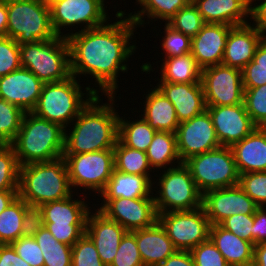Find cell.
I'll use <instances>...</instances> for the list:
<instances>
[{
  "label": "cell",
  "mask_w": 266,
  "mask_h": 266,
  "mask_svg": "<svg viewBox=\"0 0 266 266\" xmlns=\"http://www.w3.org/2000/svg\"><path fill=\"white\" fill-rule=\"evenodd\" d=\"M146 155L153 169L164 168L167 164L175 163V160L178 165L181 164L177 152L176 133L157 131Z\"/></svg>",
  "instance_id": "31"
},
{
  "label": "cell",
  "mask_w": 266,
  "mask_h": 266,
  "mask_svg": "<svg viewBox=\"0 0 266 266\" xmlns=\"http://www.w3.org/2000/svg\"><path fill=\"white\" fill-rule=\"evenodd\" d=\"M103 202L98 210L127 231L148 228L158 221L154 198L121 197L103 199Z\"/></svg>",
  "instance_id": "16"
},
{
  "label": "cell",
  "mask_w": 266,
  "mask_h": 266,
  "mask_svg": "<svg viewBox=\"0 0 266 266\" xmlns=\"http://www.w3.org/2000/svg\"><path fill=\"white\" fill-rule=\"evenodd\" d=\"M110 266H144L135 239V230L124 235Z\"/></svg>",
  "instance_id": "43"
},
{
  "label": "cell",
  "mask_w": 266,
  "mask_h": 266,
  "mask_svg": "<svg viewBox=\"0 0 266 266\" xmlns=\"http://www.w3.org/2000/svg\"><path fill=\"white\" fill-rule=\"evenodd\" d=\"M107 97L110 103L97 105L101 99L96 95L74 119L73 130L69 135L65 130L63 155L102 151L115 147L119 134V115L113 107L114 95Z\"/></svg>",
  "instance_id": "2"
},
{
  "label": "cell",
  "mask_w": 266,
  "mask_h": 266,
  "mask_svg": "<svg viewBox=\"0 0 266 266\" xmlns=\"http://www.w3.org/2000/svg\"><path fill=\"white\" fill-rule=\"evenodd\" d=\"M221 146L231 147L247 137L256 126L244 103L231 106H207Z\"/></svg>",
  "instance_id": "18"
},
{
  "label": "cell",
  "mask_w": 266,
  "mask_h": 266,
  "mask_svg": "<svg viewBox=\"0 0 266 266\" xmlns=\"http://www.w3.org/2000/svg\"><path fill=\"white\" fill-rule=\"evenodd\" d=\"M25 112L0 98V144H11L16 138Z\"/></svg>",
  "instance_id": "38"
},
{
  "label": "cell",
  "mask_w": 266,
  "mask_h": 266,
  "mask_svg": "<svg viewBox=\"0 0 266 266\" xmlns=\"http://www.w3.org/2000/svg\"><path fill=\"white\" fill-rule=\"evenodd\" d=\"M177 152L184 163L190 157L221 147L207 110L180 122L176 131Z\"/></svg>",
  "instance_id": "15"
},
{
  "label": "cell",
  "mask_w": 266,
  "mask_h": 266,
  "mask_svg": "<svg viewBox=\"0 0 266 266\" xmlns=\"http://www.w3.org/2000/svg\"><path fill=\"white\" fill-rule=\"evenodd\" d=\"M250 7V19H253L256 23L255 27L260 33L266 37V0H263L261 4ZM265 34V35H264Z\"/></svg>",
  "instance_id": "53"
},
{
  "label": "cell",
  "mask_w": 266,
  "mask_h": 266,
  "mask_svg": "<svg viewBox=\"0 0 266 266\" xmlns=\"http://www.w3.org/2000/svg\"><path fill=\"white\" fill-rule=\"evenodd\" d=\"M19 169L14 148L0 144V191H18Z\"/></svg>",
  "instance_id": "37"
},
{
  "label": "cell",
  "mask_w": 266,
  "mask_h": 266,
  "mask_svg": "<svg viewBox=\"0 0 266 266\" xmlns=\"http://www.w3.org/2000/svg\"><path fill=\"white\" fill-rule=\"evenodd\" d=\"M239 185L259 207L266 204V171L240 174Z\"/></svg>",
  "instance_id": "41"
},
{
  "label": "cell",
  "mask_w": 266,
  "mask_h": 266,
  "mask_svg": "<svg viewBox=\"0 0 266 266\" xmlns=\"http://www.w3.org/2000/svg\"><path fill=\"white\" fill-rule=\"evenodd\" d=\"M158 222L177 250L191 251L209 239L211 224L203 206L190 211L160 213Z\"/></svg>",
  "instance_id": "12"
},
{
  "label": "cell",
  "mask_w": 266,
  "mask_h": 266,
  "mask_svg": "<svg viewBox=\"0 0 266 266\" xmlns=\"http://www.w3.org/2000/svg\"><path fill=\"white\" fill-rule=\"evenodd\" d=\"M151 176L127 174L113 170L105 189L100 193L103 199L116 198H154Z\"/></svg>",
  "instance_id": "28"
},
{
  "label": "cell",
  "mask_w": 266,
  "mask_h": 266,
  "mask_svg": "<svg viewBox=\"0 0 266 266\" xmlns=\"http://www.w3.org/2000/svg\"><path fill=\"white\" fill-rule=\"evenodd\" d=\"M124 15L119 11L120 20L113 24L63 35L69 44L71 75H92L105 95L116 94L118 71H128L123 62L137 48L129 46L136 24Z\"/></svg>",
  "instance_id": "1"
},
{
  "label": "cell",
  "mask_w": 266,
  "mask_h": 266,
  "mask_svg": "<svg viewBox=\"0 0 266 266\" xmlns=\"http://www.w3.org/2000/svg\"><path fill=\"white\" fill-rule=\"evenodd\" d=\"M18 197V191H0V214Z\"/></svg>",
  "instance_id": "57"
},
{
  "label": "cell",
  "mask_w": 266,
  "mask_h": 266,
  "mask_svg": "<svg viewBox=\"0 0 266 266\" xmlns=\"http://www.w3.org/2000/svg\"><path fill=\"white\" fill-rule=\"evenodd\" d=\"M253 266H266V243L254 246Z\"/></svg>",
  "instance_id": "56"
},
{
  "label": "cell",
  "mask_w": 266,
  "mask_h": 266,
  "mask_svg": "<svg viewBox=\"0 0 266 266\" xmlns=\"http://www.w3.org/2000/svg\"><path fill=\"white\" fill-rule=\"evenodd\" d=\"M27 206L18 196L0 214V245H10L22 237V222Z\"/></svg>",
  "instance_id": "35"
},
{
  "label": "cell",
  "mask_w": 266,
  "mask_h": 266,
  "mask_svg": "<svg viewBox=\"0 0 266 266\" xmlns=\"http://www.w3.org/2000/svg\"><path fill=\"white\" fill-rule=\"evenodd\" d=\"M258 207L254 213L253 244L266 243V208Z\"/></svg>",
  "instance_id": "51"
},
{
  "label": "cell",
  "mask_w": 266,
  "mask_h": 266,
  "mask_svg": "<svg viewBox=\"0 0 266 266\" xmlns=\"http://www.w3.org/2000/svg\"><path fill=\"white\" fill-rule=\"evenodd\" d=\"M150 91L142 118L156 131L176 133L180 122L173 104L157 87Z\"/></svg>",
  "instance_id": "29"
},
{
  "label": "cell",
  "mask_w": 266,
  "mask_h": 266,
  "mask_svg": "<svg viewBox=\"0 0 266 266\" xmlns=\"http://www.w3.org/2000/svg\"><path fill=\"white\" fill-rule=\"evenodd\" d=\"M34 239L43 253L44 266H72V246L57 241L45 227Z\"/></svg>",
  "instance_id": "32"
},
{
  "label": "cell",
  "mask_w": 266,
  "mask_h": 266,
  "mask_svg": "<svg viewBox=\"0 0 266 266\" xmlns=\"http://www.w3.org/2000/svg\"><path fill=\"white\" fill-rule=\"evenodd\" d=\"M205 23H219L237 26L248 23L249 0H192Z\"/></svg>",
  "instance_id": "26"
},
{
  "label": "cell",
  "mask_w": 266,
  "mask_h": 266,
  "mask_svg": "<svg viewBox=\"0 0 266 266\" xmlns=\"http://www.w3.org/2000/svg\"><path fill=\"white\" fill-rule=\"evenodd\" d=\"M192 0H136L142 7L137 13L128 14V17L136 24L143 25L142 18L147 15L149 18L162 19L168 22L175 13L181 8L188 5ZM144 15V16H143Z\"/></svg>",
  "instance_id": "36"
},
{
  "label": "cell",
  "mask_w": 266,
  "mask_h": 266,
  "mask_svg": "<svg viewBox=\"0 0 266 266\" xmlns=\"http://www.w3.org/2000/svg\"><path fill=\"white\" fill-rule=\"evenodd\" d=\"M20 258L30 266H44L43 253L34 237H20L10 244Z\"/></svg>",
  "instance_id": "47"
},
{
  "label": "cell",
  "mask_w": 266,
  "mask_h": 266,
  "mask_svg": "<svg viewBox=\"0 0 266 266\" xmlns=\"http://www.w3.org/2000/svg\"><path fill=\"white\" fill-rule=\"evenodd\" d=\"M88 94L81 91L76 77L58 81L44 83L38 102L32 113L39 118L59 124L66 129L67 124L74 121L80 112L98 95L97 89L85 88Z\"/></svg>",
  "instance_id": "5"
},
{
  "label": "cell",
  "mask_w": 266,
  "mask_h": 266,
  "mask_svg": "<svg viewBox=\"0 0 266 266\" xmlns=\"http://www.w3.org/2000/svg\"><path fill=\"white\" fill-rule=\"evenodd\" d=\"M44 218L40 206L28 205L22 222V236L34 237L44 227Z\"/></svg>",
  "instance_id": "49"
},
{
  "label": "cell",
  "mask_w": 266,
  "mask_h": 266,
  "mask_svg": "<svg viewBox=\"0 0 266 266\" xmlns=\"http://www.w3.org/2000/svg\"><path fill=\"white\" fill-rule=\"evenodd\" d=\"M159 266H195V263L190 251L177 250Z\"/></svg>",
  "instance_id": "54"
},
{
  "label": "cell",
  "mask_w": 266,
  "mask_h": 266,
  "mask_svg": "<svg viewBox=\"0 0 266 266\" xmlns=\"http://www.w3.org/2000/svg\"><path fill=\"white\" fill-rule=\"evenodd\" d=\"M190 252L195 266H230L210 239L200 243Z\"/></svg>",
  "instance_id": "46"
},
{
  "label": "cell",
  "mask_w": 266,
  "mask_h": 266,
  "mask_svg": "<svg viewBox=\"0 0 266 266\" xmlns=\"http://www.w3.org/2000/svg\"><path fill=\"white\" fill-rule=\"evenodd\" d=\"M113 149L115 170L127 174L150 176L148 172L152 167L146 152L125 146L119 139Z\"/></svg>",
  "instance_id": "34"
},
{
  "label": "cell",
  "mask_w": 266,
  "mask_h": 266,
  "mask_svg": "<svg viewBox=\"0 0 266 266\" xmlns=\"http://www.w3.org/2000/svg\"><path fill=\"white\" fill-rule=\"evenodd\" d=\"M44 83L30 70L20 68L0 77V98L32 112L41 94Z\"/></svg>",
  "instance_id": "19"
},
{
  "label": "cell",
  "mask_w": 266,
  "mask_h": 266,
  "mask_svg": "<svg viewBox=\"0 0 266 266\" xmlns=\"http://www.w3.org/2000/svg\"><path fill=\"white\" fill-rule=\"evenodd\" d=\"M0 266H30L18 256L11 245H0Z\"/></svg>",
  "instance_id": "52"
},
{
  "label": "cell",
  "mask_w": 266,
  "mask_h": 266,
  "mask_svg": "<svg viewBox=\"0 0 266 266\" xmlns=\"http://www.w3.org/2000/svg\"><path fill=\"white\" fill-rule=\"evenodd\" d=\"M65 129L25 112L20 130L10 144L20 166L30 163L49 162L63 157Z\"/></svg>",
  "instance_id": "3"
},
{
  "label": "cell",
  "mask_w": 266,
  "mask_h": 266,
  "mask_svg": "<svg viewBox=\"0 0 266 266\" xmlns=\"http://www.w3.org/2000/svg\"><path fill=\"white\" fill-rule=\"evenodd\" d=\"M209 239L230 266L253 265L254 244L236 236L220 224L211 225Z\"/></svg>",
  "instance_id": "27"
},
{
  "label": "cell",
  "mask_w": 266,
  "mask_h": 266,
  "mask_svg": "<svg viewBox=\"0 0 266 266\" xmlns=\"http://www.w3.org/2000/svg\"><path fill=\"white\" fill-rule=\"evenodd\" d=\"M7 0L0 2V37L7 36Z\"/></svg>",
  "instance_id": "58"
},
{
  "label": "cell",
  "mask_w": 266,
  "mask_h": 266,
  "mask_svg": "<svg viewBox=\"0 0 266 266\" xmlns=\"http://www.w3.org/2000/svg\"><path fill=\"white\" fill-rule=\"evenodd\" d=\"M202 206L211 225L220 224L235 214L254 215L259 207L239 184L206 192Z\"/></svg>",
  "instance_id": "17"
},
{
  "label": "cell",
  "mask_w": 266,
  "mask_h": 266,
  "mask_svg": "<svg viewBox=\"0 0 266 266\" xmlns=\"http://www.w3.org/2000/svg\"><path fill=\"white\" fill-rule=\"evenodd\" d=\"M60 1V0H48L46 4L50 7L53 3Z\"/></svg>",
  "instance_id": "59"
},
{
  "label": "cell",
  "mask_w": 266,
  "mask_h": 266,
  "mask_svg": "<svg viewBox=\"0 0 266 266\" xmlns=\"http://www.w3.org/2000/svg\"><path fill=\"white\" fill-rule=\"evenodd\" d=\"M135 239L144 266H159L177 251L158 221L151 227L135 230Z\"/></svg>",
  "instance_id": "25"
},
{
  "label": "cell",
  "mask_w": 266,
  "mask_h": 266,
  "mask_svg": "<svg viewBox=\"0 0 266 266\" xmlns=\"http://www.w3.org/2000/svg\"><path fill=\"white\" fill-rule=\"evenodd\" d=\"M239 175L266 171V128L256 127L231 147Z\"/></svg>",
  "instance_id": "24"
},
{
  "label": "cell",
  "mask_w": 266,
  "mask_h": 266,
  "mask_svg": "<svg viewBox=\"0 0 266 266\" xmlns=\"http://www.w3.org/2000/svg\"><path fill=\"white\" fill-rule=\"evenodd\" d=\"M20 68L19 44L10 37H0V77Z\"/></svg>",
  "instance_id": "45"
},
{
  "label": "cell",
  "mask_w": 266,
  "mask_h": 266,
  "mask_svg": "<svg viewBox=\"0 0 266 266\" xmlns=\"http://www.w3.org/2000/svg\"><path fill=\"white\" fill-rule=\"evenodd\" d=\"M158 183L159 197L154 196L158 214L190 211L202 206L203 195L197 189L190 170L184 163L165 170Z\"/></svg>",
  "instance_id": "9"
},
{
  "label": "cell",
  "mask_w": 266,
  "mask_h": 266,
  "mask_svg": "<svg viewBox=\"0 0 266 266\" xmlns=\"http://www.w3.org/2000/svg\"><path fill=\"white\" fill-rule=\"evenodd\" d=\"M167 24L174 30L192 38L202 29L205 22L197 7L191 1L188 5L178 10Z\"/></svg>",
  "instance_id": "39"
},
{
  "label": "cell",
  "mask_w": 266,
  "mask_h": 266,
  "mask_svg": "<svg viewBox=\"0 0 266 266\" xmlns=\"http://www.w3.org/2000/svg\"><path fill=\"white\" fill-rule=\"evenodd\" d=\"M184 164L202 195L210 190L239 184L240 175L230 147L221 146L192 156Z\"/></svg>",
  "instance_id": "8"
},
{
  "label": "cell",
  "mask_w": 266,
  "mask_h": 266,
  "mask_svg": "<svg viewBox=\"0 0 266 266\" xmlns=\"http://www.w3.org/2000/svg\"><path fill=\"white\" fill-rule=\"evenodd\" d=\"M264 36L249 23L233 26L227 36L222 64L243 69L253 60L255 50Z\"/></svg>",
  "instance_id": "23"
},
{
  "label": "cell",
  "mask_w": 266,
  "mask_h": 266,
  "mask_svg": "<svg viewBox=\"0 0 266 266\" xmlns=\"http://www.w3.org/2000/svg\"><path fill=\"white\" fill-rule=\"evenodd\" d=\"M254 215H232L227 217L220 225L242 239L253 243Z\"/></svg>",
  "instance_id": "48"
},
{
  "label": "cell",
  "mask_w": 266,
  "mask_h": 266,
  "mask_svg": "<svg viewBox=\"0 0 266 266\" xmlns=\"http://www.w3.org/2000/svg\"><path fill=\"white\" fill-rule=\"evenodd\" d=\"M165 37L162 41V47L165 51V58L181 56L191 53L192 38L184 35L182 32L174 30L171 26L165 23Z\"/></svg>",
  "instance_id": "44"
},
{
  "label": "cell",
  "mask_w": 266,
  "mask_h": 266,
  "mask_svg": "<svg viewBox=\"0 0 266 266\" xmlns=\"http://www.w3.org/2000/svg\"><path fill=\"white\" fill-rule=\"evenodd\" d=\"M68 170L63 157L20 166L18 196L28 205L65 199L72 195Z\"/></svg>",
  "instance_id": "4"
},
{
  "label": "cell",
  "mask_w": 266,
  "mask_h": 266,
  "mask_svg": "<svg viewBox=\"0 0 266 266\" xmlns=\"http://www.w3.org/2000/svg\"><path fill=\"white\" fill-rule=\"evenodd\" d=\"M72 266H106L86 233L72 246Z\"/></svg>",
  "instance_id": "42"
},
{
  "label": "cell",
  "mask_w": 266,
  "mask_h": 266,
  "mask_svg": "<svg viewBox=\"0 0 266 266\" xmlns=\"http://www.w3.org/2000/svg\"><path fill=\"white\" fill-rule=\"evenodd\" d=\"M96 210L94 214L91 212L88 214L85 233L95 244L101 261L106 266H110L122 238L128 231L116 221L108 219L98 209Z\"/></svg>",
  "instance_id": "20"
},
{
  "label": "cell",
  "mask_w": 266,
  "mask_h": 266,
  "mask_svg": "<svg viewBox=\"0 0 266 266\" xmlns=\"http://www.w3.org/2000/svg\"><path fill=\"white\" fill-rule=\"evenodd\" d=\"M72 196L40 206L44 227L57 241L70 246L85 234L90 210L84 200H72Z\"/></svg>",
  "instance_id": "10"
},
{
  "label": "cell",
  "mask_w": 266,
  "mask_h": 266,
  "mask_svg": "<svg viewBox=\"0 0 266 266\" xmlns=\"http://www.w3.org/2000/svg\"><path fill=\"white\" fill-rule=\"evenodd\" d=\"M156 132L143 118L130 122L119 117L118 139L125 146L146 152Z\"/></svg>",
  "instance_id": "33"
},
{
  "label": "cell",
  "mask_w": 266,
  "mask_h": 266,
  "mask_svg": "<svg viewBox=\"0 0 266 266\" xmlns=\"http://www.w3.org/2000/svg\"><path fill=\"white\" fill-rule=\"evenodd\" d=\"M156 87L173 104L179 122L207 110L202 83L159 82Z\"/></svg>",
  "instance_id": "22"
},
{
  "label": "cell",
  "mask_w": 266,
  "mask_h": 266,
  "mask_svg": "<svg viewBox=\"0 0 266 266\" xmlns=\"http://www.w3.org/2000/svg\"><path fill=\"white\" fill-rule=\"evenodd\" d=\"M20 47L21 67L30 70L43 83L63 81L71 76L70 50L66 38L25 43Z\"/></svg>",
  "instance_id": "6"
},
{
  "label": "cell",
  "mask_w": 266,
  "mask_h": 266,
  "mask_svg": "<svg viewBox=\"0 0 266 266\" xmlns=\"http://www.w3.org/2000/svg\"><path fill=\"white\" fill-rule=\"evenodd\" d=\"M244 88H255L266 84V68L256 67L254 60L250 61L242 69Z\"/></svg>",
  "instance_id": "50"
},
{
  "label": "cell",
  "mask_w": 266,
  "mask_h": 266,
  "mask_svg": "<svg viewBox=\"0 0 266 266\" xmlns=\"http://www.w3.org/2000/svg\"><path fill=\"white\" fill-rule=\"evenodd\" d=\"M233 26L205 23L196 36L192 37L191 55L201 69L222 64L227 36Z\"/></svg>",
  "instance_id": "21"
},
{
  "label": "cell",
  "mask_w": 266,
  "mask_h": 266,
  "mask_svg": "<svg viewBox=\"0 0 266 266\" xmlns=\"http://www.w3.org/2000/svg\"><path fill=\"white\" fill-rule=\"evenodd\" d=\"M253 60L256 62V67L266 68V37H263L259 42Z\"/></svg>",
  "instance_id": "55"
},
{
  "label": "cell",
  "mask_w": 266,
  "mask_h": 266,
  "mask_svg": "<svg viewBox=\"0 0 266 266\" xmlns=\"http://www.w3.org/2000/svg\"><path fill=\"white\" fill-rule=\"evenodd\" d=\"M50 16L53 31L60 37L62 27L83 23L84 31L108 23L104 0H60L50 6Z\"/></svg>",
  "instance_id": "14"
},
{
  "label": "cell",
  "mask_w": 266,
  "mask_h": 266,
  "mask_svg": "<svg viewBox=\"0 0 266 266\" xmlns=\"http://www.w3.org/2000/svg\"><path fill=\"white\" fill-rule=\"evenodd\" d=\"M160 82L201 83L202 69L191 53L165 58Z\"/></svg>",
  "instance_id": "30"
},
{
  "label": "cell",
  "mask_w": 266,
  "mask_h": 266,
  "mask_svg": "<svg viewBox=\"0 0 266 266\" xmlns=\"http://www.w3.org/2000/svg\"><path fill=\"white\" fill-rule=\"evenodd\" d=\"M71 187L81 186L101 193L115 169L114 149L63 155Z\"/></svg>",
  "instance_id": "11"
},
{
  "label": "cell",
  "mask_w": 266,
  "mask_h": 266,
  "mask_svg": "<svg viewBox=\"0 0 266 266\" xmlns=\"http://www.w3.org/2000/svg\"><path fill=\"white\" fill-rule=\"evenodd\" d=\"M7 37L19 45L56 37L50 7L37 0H7Z\"/></svg>",
  "instance_id": "7"
},
{
  "label": "cell",
  "mask_w": 266,
  "mask_h": 266,
  "mask_svg": "<svg viewBox=\"0 0 266 266\" xmlns=\"http://www.w3.org/2000/svg\"><path fill=\"white\" fill-rule=\"evenodd\" d=\"M206 106H231L242 104L244 86L242 70L224 64L202 69Z\"/></svg>",
  "instance_id": "13"
},
{
  "label": "cell",
  "mask_w": 266,
  "mask_h": 266,
  "mask_svg": "<svg viewBox=\"0 0 266 266\" xmlns=\"http://www.w3.org/2000/svg\"><path fill=\"white\" fill-rule=\"evenodd\" d=\"M37 1H41V2L46 3L48 0H37Z\"/></svg>",
  "instance_id": "60"
},
{
  "label": "cell",
  "mask_w": 266,
  "mask_h": 266,
  "mask_svg": "<svg viewBox=\"0 0 266 266\" xmlns=\"http://www.w3.org/2000/svg\"><path fill=\"white\" fill-rule=\"evenodd\" d=\"M243 103L254 125L266 128V84L244 88Z\"/></svg>",
  "instance_id": "40"
}]
</instances>
